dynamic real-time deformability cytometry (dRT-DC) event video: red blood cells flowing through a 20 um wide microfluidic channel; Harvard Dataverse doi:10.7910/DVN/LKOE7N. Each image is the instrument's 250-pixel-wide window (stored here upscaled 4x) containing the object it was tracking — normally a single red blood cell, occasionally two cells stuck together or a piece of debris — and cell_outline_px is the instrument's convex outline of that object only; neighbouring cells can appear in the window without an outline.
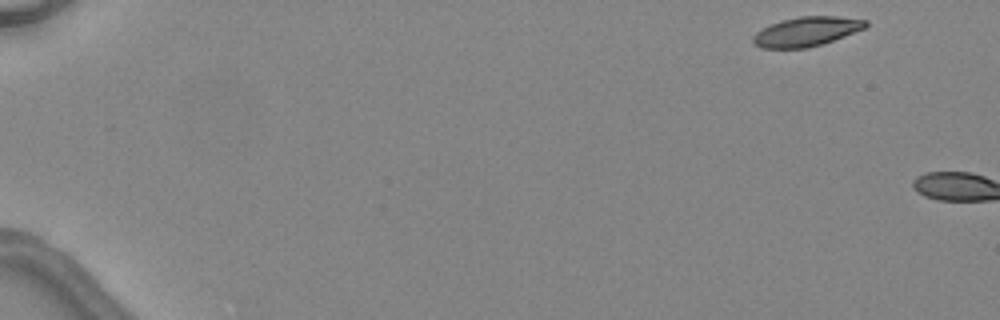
{"species": "common noctule bat (a hibernating species)", "species_latin": "Nyctalus noctula", "temperature_condition": "warm", "stored_images_in_passage": 2, "camera_frame_rate_fps": 3000, "um_per_image_px": 0.085, "animal": {"sex": "female", "body_mass_g": 24.6, "forearm_length_mm": 56.2}, "frame": {"image": 1, "passage_image": 1, "time_ms": 0.0, "image_size_px": [1000, 320], "cell_outline_px": [[868, 24], [864, 28], [844, 36], [808, 48], [764, 48], [756, 44], [752, 40], [752, 36], [756, 32], [780, 20], [800, 16], [836, 16], [868, 20]], "centroid_in_image_um": [68.55, 2.67], "position_along_channel_um": 16.4, "area_um2": 19.02}}